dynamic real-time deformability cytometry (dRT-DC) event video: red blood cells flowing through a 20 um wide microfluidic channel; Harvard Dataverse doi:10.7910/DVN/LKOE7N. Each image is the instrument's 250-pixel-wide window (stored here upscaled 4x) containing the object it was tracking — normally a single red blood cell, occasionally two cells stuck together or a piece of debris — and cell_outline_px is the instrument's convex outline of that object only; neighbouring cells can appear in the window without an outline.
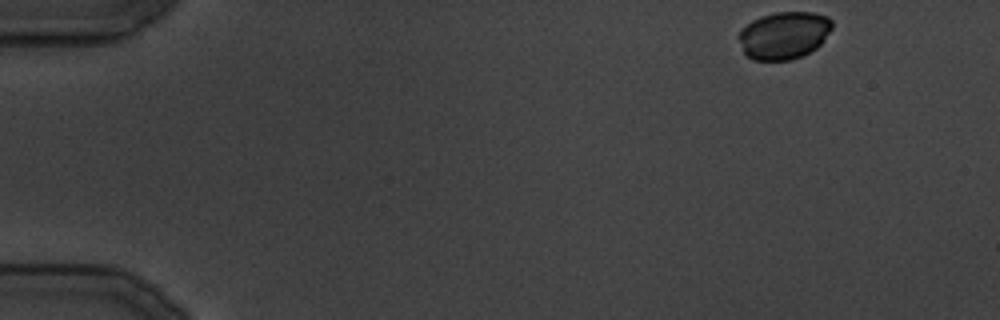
{"species": "common noctule bat (a hibernating species)", "species_latin": "Nyctalus noctula", "temperature_condition": "cold", "stored_images_in_passage": 9, "camera_frame_rate_fps": 3000, "um_per_image_px": 0.085, "animal": {"sex": "male", "body_mass_g": 19.5, "forearm_length_mm": 54.6}, "frame": {"image": 1, "passage_image": 1, "time_ms": 0.0, "image_size_px": [1000, 320], "cell_outline_px": [[832, 28], [820, 44], [816, 48], [800, 56], [788, 60], [752, 60], [744, 52], [736, 36], [740, 28], [752, 20], [760, 16], [776, 12], [812, 12], [828, 16], [832, 20]], "centroid_in_image_um": [66.59, 2.98], "position_along_channel_um": 18.4, "area_um2": 25.95}}
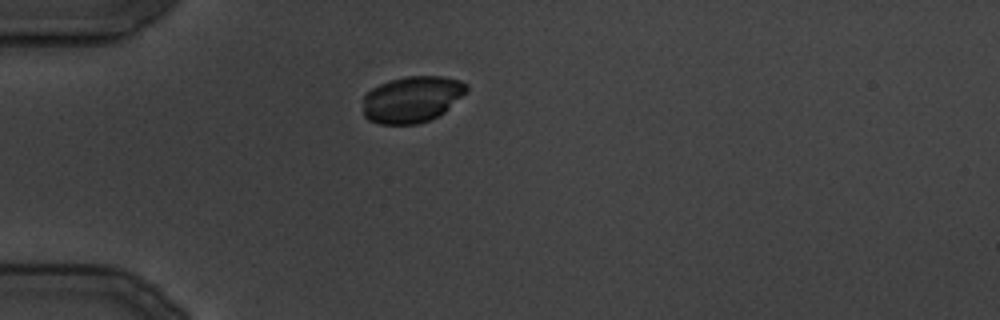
{"frame": {"image": 2, "passage_image": 8, "time_ms": 8.0, "image_size_px": [1000, 320], "cell_outline_px": [[468, 92], [444, 112], [428, 120], [416, 124], [380, 124], [368, 120], [364, 116], [364, 96], [372, 88], [388, 80], [408, 76], [440, 76], [460, 80], [468, 84]], "centroid_in_image_um": [35.04, 8.43], "position_along_channel_um": 50.0, "area_um2": 28.03}}